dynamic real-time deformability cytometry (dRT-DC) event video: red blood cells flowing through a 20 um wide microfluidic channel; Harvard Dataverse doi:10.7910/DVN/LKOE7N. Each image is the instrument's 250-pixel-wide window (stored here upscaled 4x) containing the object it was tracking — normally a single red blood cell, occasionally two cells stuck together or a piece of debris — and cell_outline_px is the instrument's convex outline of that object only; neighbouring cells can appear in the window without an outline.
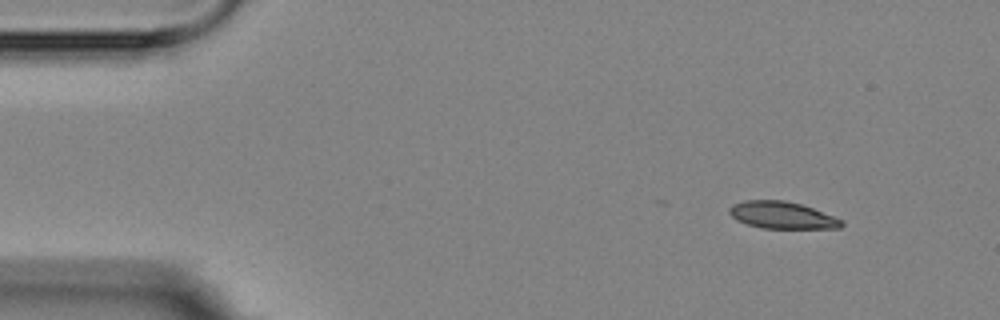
{"species": "Egyptian fruit bat (a non-hibernating species)", "species_latin": "Rousettus aegyptiacus", "temperature_condition": "room temperature", "stored_images_in_passage": 4, "camera_frame_rate_fps": 3000, "um_per_image_px": 0.085, "animal": {"sex": "female"}, "frame": {"image": 1, "passage_image": 1, "time_ms": 0.0, "image_size_px": [1000, 320], "cell_outline_px": [[844, 224], [840, 228], [760, 228], [736, 220], [728, 212], [728, 208], [732, 204], [744, 200], [784, 200], [800, 204], [812, 208], [844, 220]], "centroid_in_image_um": [66.45, 18.29], "position_along_channel_um": 18.5, "area_um2": 17.69}}
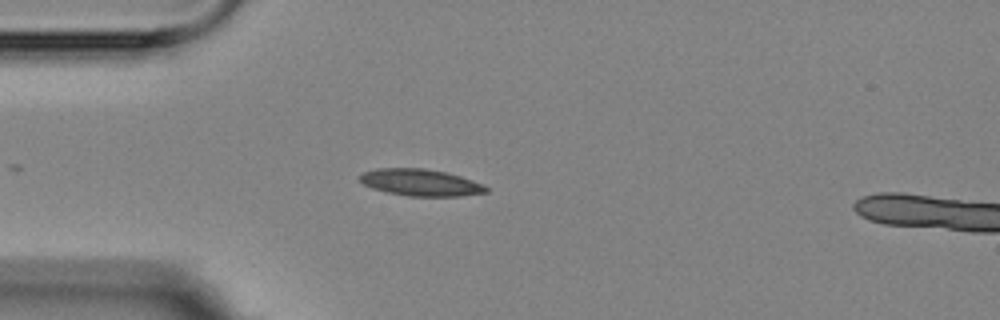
{"frame": {"image": 2, "passage_image": 3, "time_ms": 3.0, "image_size_px": [1000, 320], "cell_outline_px": [[488, 192], [460, 196], [408, 196], [388, 192], [372, 188], [364, 184], [360, 180], [360, 176], [364, 172], [376, 168], [424, 168], [448, 172], [484, 184], [488, 188]], "centroid_in_image_um": [35.78, 15.51], "position_along_channel_um": 49.2, "area_um2": 19.71}}